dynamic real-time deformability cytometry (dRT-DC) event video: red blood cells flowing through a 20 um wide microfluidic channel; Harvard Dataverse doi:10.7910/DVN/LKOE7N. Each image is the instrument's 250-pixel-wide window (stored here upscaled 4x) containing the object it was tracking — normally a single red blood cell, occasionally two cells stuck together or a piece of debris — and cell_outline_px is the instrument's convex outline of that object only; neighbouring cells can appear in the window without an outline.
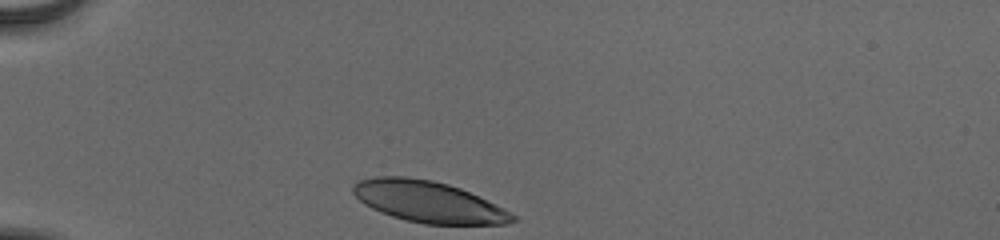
{"species": "human", "species_latin": "Homo sapiens", "temperature_condition": "cold", "stored_images_in_passage": 32, "camera_frame_rate_fps": 3000, "um_per_image_px": 0.085, "donor": {"sex": "male"}, "frame": {"image": 1, "passage_image": 1, "time_ms": 0.0, "image_size_px": [1000, 240], "cell_outline_px": [[520, 220], [508, 224], [424, 224], [404, 220], [380, 212], [364, 204], [352, 192], [352, 188], [360, 180], [376, 176], [404, 176], [432, 180], [448, 184], [460, 188], [504, 208], [516, 216]], "centroid_in_image_um": [36.43, 17.16], "position_along_channel_um": 48.6, "area_um2": 38.32}}
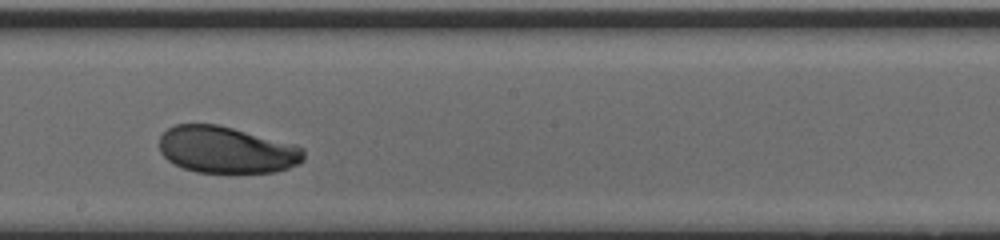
{"frame": {"image": 2, "passage_image": 18, "time_ms": 5.667, "image_size_px": [1000, 240], "cell_outline_px": [[304, 160], [300, 164], [276, 172], [228, 176], [196, 172], [184, 168], [168, 160], [160, 152], [160, 136], [168, 128], [176, 124], [216, 124], [232, 128], [292, 144], [304, 148]], "centroid_in_image_um": [19.27, 12.8], "position_along_channel_um": 228.9, "area_um2": 40.17}}
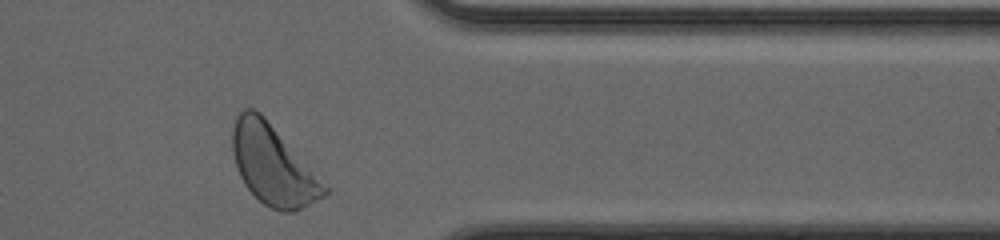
{"frame": {"image": 3, "passage_image": 31, "time_ms": 10.0, "image_size_px": [1000, 240], "cell_outline_px": [[328, 192], [324, 196], [292, 212], [280, 212], [264, 204], [244, 184], [240, 176], [232, 152], [232, 128], [236, 116], [244, 108], [252, 108], [260, 112], [264, 116], [328, 188]], "centroid_in_image_um": [23.15, 14.02], "position_along_channel_um": 388.2, "area_um2": 41.73}, "authors_computed_cell_mechanics": {"area_um2": 40.1132, "velocity_mm_per_s": 3.8209, "shape_relaxation_time_tau1_ms": 1.89, "shape_relaxation_time_tau2_ms": null, "deformation_change_tau1": 0.1088, "deformation_change_tau2": null}}